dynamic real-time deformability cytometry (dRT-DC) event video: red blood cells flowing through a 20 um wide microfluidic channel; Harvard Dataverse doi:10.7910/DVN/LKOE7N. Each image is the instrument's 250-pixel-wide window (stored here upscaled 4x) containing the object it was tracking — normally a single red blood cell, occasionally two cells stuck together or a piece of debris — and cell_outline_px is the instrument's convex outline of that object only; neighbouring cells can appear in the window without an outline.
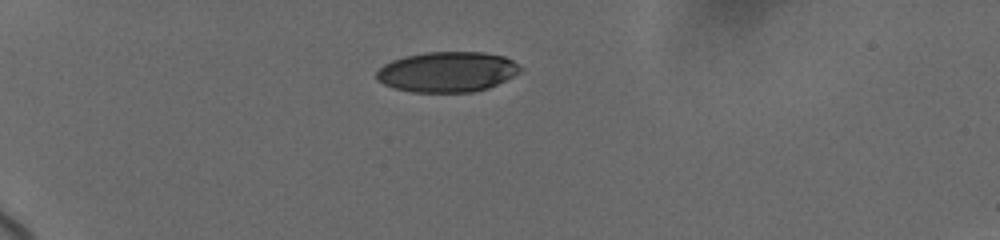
{"species": "human", "species_latin": "Homo sapiens", "temperature_condition": "cold", "stored_images_in_passage": 7, "camera_frame_rate_fps": 3000, "um_per_image_px": 0.085, "donor": {"sex": "female"}, "frame": {"image": 1, "passage_image": 1, "time_ms": 0.0, "image_size_px": [1000, 240], "cell_outline_px": [[524, 68], [520, 72], [488, 88], [472, 92], [412, 92], [392, 88], [376, 80], [376, 72], [384, 64], [392, 60], [404, 56], [424, 52], [484, 52], [504, 56], [512, 60]], "centroid_in_image_um": [38.0, 6.1], "position_along_channel_um": 47.0, "area_um2": 33.93}}
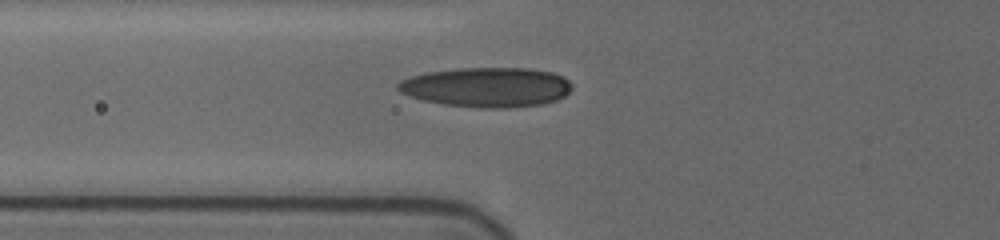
{"frame": {"image": 2, "passage_image": 6, "time_ms": 2.333, "image_size_px": [1000, 240], "cell_outline_px": [[572, 88], [564, 96], [556, 100], [544, 104], [508, 108], [480, 108], [444, 104], [424, 100], [408, 96], [400, 92], [396, 88], [396, 84], [400, 80], [412, 76], [428, 72], [456, 68], [532, 68], [552, 72], [564, 76], [572, 84]], "centroid_in_image_um": [41.39, 7.41], "position_along_channel_um": 84.4, "area_um2": 40.58}}